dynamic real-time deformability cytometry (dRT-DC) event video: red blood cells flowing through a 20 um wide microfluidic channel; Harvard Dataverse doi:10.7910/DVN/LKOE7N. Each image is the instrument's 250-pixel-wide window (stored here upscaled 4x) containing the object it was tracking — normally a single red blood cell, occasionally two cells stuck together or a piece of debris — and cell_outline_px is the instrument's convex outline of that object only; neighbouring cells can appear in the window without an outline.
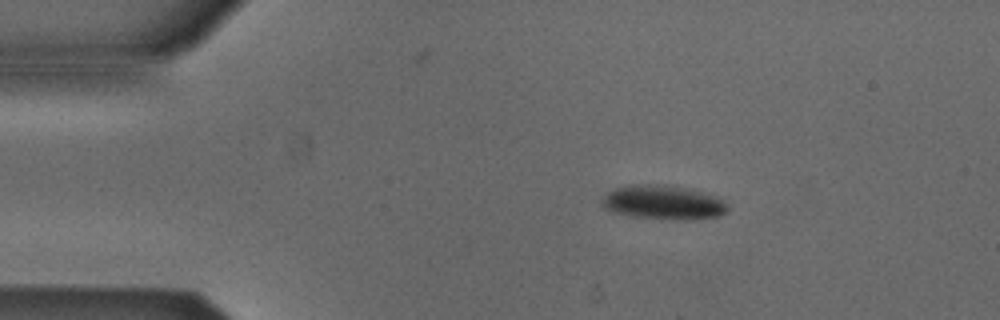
{"species": "Egyptian fruit bat (a non-hibernating species)", "species_latin": "Rousettus aegyptiacus", "temperature_condition": "cold", "stored_images_in_passage": 44, "camera_frame_rate_fps": 3000, "um_per_image_px": 0.085, "animal": {"sex": "male"}, "frame": {"image": 1, "passage_image": 1, "time_ms": 0.0, "image_size_px": [1000, 320], "cell_outline_px": [[728, 208], [724, 212], [716, 216], [684, 220], [632, 216], [616, 212], [604, 208], [600, 200], [608, 192], [616, 188], [652, 184], [664, 184], [716, 196]], "centroid_in_image_um": [56.33, 17.21], "position_along_channel_um": 28.7, "area_um2": 24.04}}
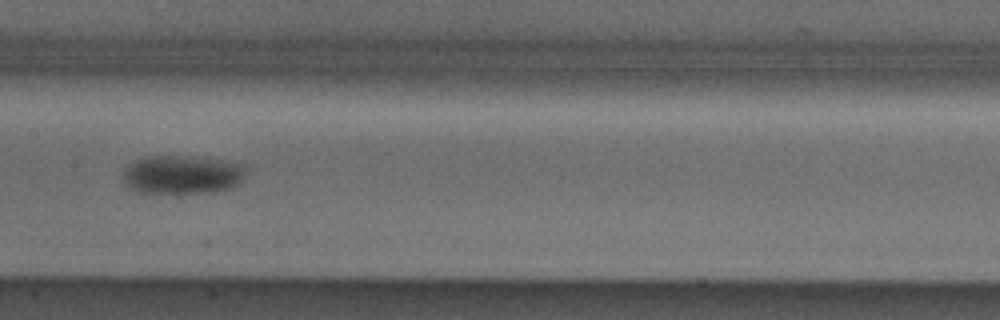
{"frame": {"image": 2, "passage_image": 18, "time_ms": 5.667, "image_size_px": [1000, 320], "cell_outline_px": [[248, 168], [244, 176], [232, 188], [212, 192], [140, 192], [124, 184], [124, 172], [136, 160], [148, 156], [180, 156], [220, 160], [244, 164]], "centroid_in_image_um": [15.54, 14.84], "position_along_channel_um": 191.9, "area_um2": 27.11}}
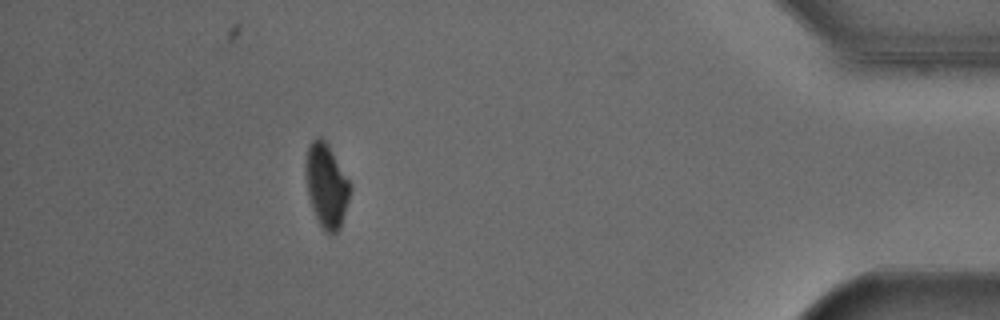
{"frame": {"image": 3, "passage_image": 39, "time_ms": 12.667, "image_size_px": [1000, 320], "cell_outline_px": [[352, 188], [340, 228], [336, 232], [324, 232], [312, 208], [308, 196], [304, 168], [308, 148], [312, 140], [316, 136], [320, 136], [324, 140], [348, 180]], "centroid_in_image_um": [27.72, 15.78], "position_along_channel_um": 407.5, "area_um2": 21.27}, "authors_computed_cell_mechanics": {"area_um2": 24.4783, "velocity_mm_per_s": 3.8805, "shape_relaxation_time_tau1_ms": 3.7192, "shape_relaxation_time_tau2_ms": null, "deformation_change_tau1": 0.0968, "deformation_change_tau2": null}}